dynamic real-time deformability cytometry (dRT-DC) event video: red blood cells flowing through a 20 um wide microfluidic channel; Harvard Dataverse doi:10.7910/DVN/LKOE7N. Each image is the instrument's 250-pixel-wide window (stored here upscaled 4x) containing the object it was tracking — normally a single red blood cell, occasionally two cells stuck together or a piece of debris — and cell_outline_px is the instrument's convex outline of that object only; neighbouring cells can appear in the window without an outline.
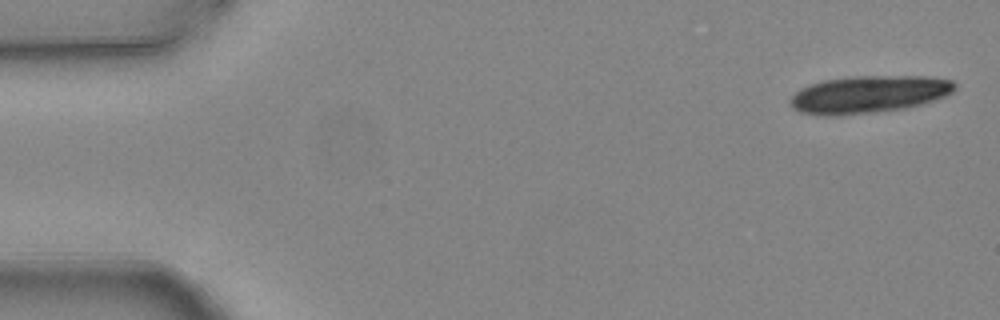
{"species": "common noctule bat (a hibernating species)", "species_latin": "Nyctalus noctula", "temperature_condition": "warm", "stored_images_in_passage": 5, "camera_frame_rate_fps": 3000, "um_per_image_px": 0.085, "animal": {"sex": "female", "body_mass_g": 24.6, "forearm_length_mm": 56.2}, "frame": {"image": 1, "passage_image": 1, "time_ms": 0.0, "image_size_px": [1000, 320], "cell_outline_px": [[956, 88], [952, 92], [936, 100], [904, 108], [876, 112], [836, 116], [824, 116], [800, 112], [792, 108], [788, 104], [788, 100], [800, 88], [824, 80], [852, 76], [928, 76], [952, 80], [956, 84]], "centroid_in_image_um": [73.82, 8.02], "position_along_channel_um": 11.2, "area_um2": 36.07}}